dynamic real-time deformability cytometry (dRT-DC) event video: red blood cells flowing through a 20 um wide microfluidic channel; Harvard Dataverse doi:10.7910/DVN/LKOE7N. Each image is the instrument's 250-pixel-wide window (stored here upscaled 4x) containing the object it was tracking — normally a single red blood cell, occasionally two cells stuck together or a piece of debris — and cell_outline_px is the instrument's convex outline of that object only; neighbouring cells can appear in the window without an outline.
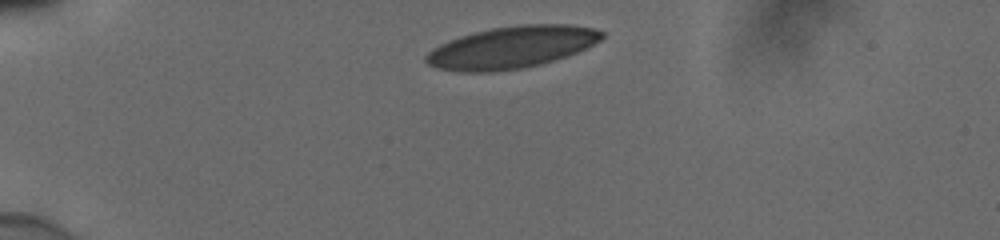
{"species": "human", "species_latin": "Homo sapiens", "temperature_condition": "cold", "stored_images_in_passage": 34, "camera_frame_rate_fps": 3000, "um_per_image_px": 0.085, "donor": {"sex": "male"}, "frame": {"image": 1, "passage_image": 1, "time_ms": 0.0, "image_size_px": [1000, 240], "cell_outline_px": [[604, 36], [600, 40], [588, 48], [540, 64], [524, 68], [492, 72], [460, 72], [436, 68], [428, 64], [424, 60], [424, 56], [432, 48], [448, 40], [460, 36], [492, 28], [520, 24], [568, 24], [592, 28], [604, 32]], "centroid_in_image_um": [43.46, 4.02], "position_along_channel_um": 41.5, "area_um2": 43.06}}
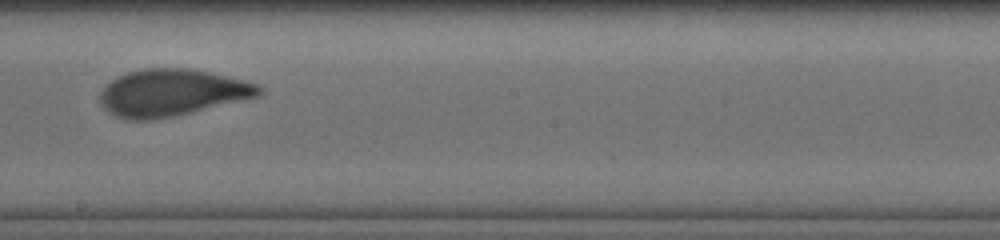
{"frame": {"image": 2, "passage_image": 20, "time_ms": 6.333, "image_size_px": [1000, 240], "cell_outline_px": [[264, 92], [256, 96], [172, 116], [152, 120], [132, 120], [116, 116], [108, 112], [100, 104], [100, 92], [116, 76], [128, 72], [144, 68], [188, 68], [248, 80], [264, 88]], "centroid_in_image_um": [14.58, 7.86], "position_along_channel_um": 233.6, "area_um2": 43.0}}
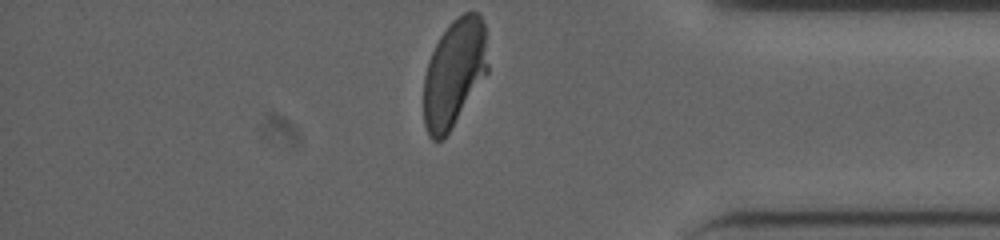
{"frame": {"image": 3, "passage_image": 34, "time_ms": 11.0, "image_size_px": [1000, 240], "cell_outline_px": [[488, 72], [448, 132], [440, 140], [432, 140], [428, 136], [424, 124], [424, 76], [428, 60], [440, 36], [452, 20], [464, 12], [480, 12], [484, 24], [488, 64]], "centroid_in_image_um": [38.6, 6.17], "position_along_channel_um": 396.6, "area_um2": 40.06}, "authors_computed_cell_mechanics": {"area_um2": 43.061, "velocity_mm_per_s": 3.8515, "shape_relaxation_time_tau1_ms": 5.1072, "shape_relaxation_time_tau2_ms": 0.7796, "deformation_change_tau1": 0.1715, "deformation_change_tau2": 0.0449}}